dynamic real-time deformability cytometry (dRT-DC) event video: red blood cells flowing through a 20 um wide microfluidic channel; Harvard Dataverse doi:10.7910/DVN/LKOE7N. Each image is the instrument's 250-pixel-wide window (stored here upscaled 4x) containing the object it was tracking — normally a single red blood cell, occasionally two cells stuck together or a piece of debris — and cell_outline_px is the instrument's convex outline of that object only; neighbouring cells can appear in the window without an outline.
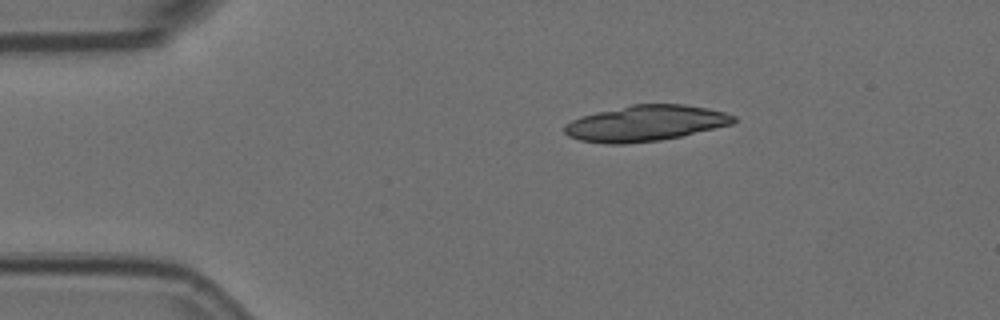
{"species": "Egyptian fruit bat (a non-hibernating species)", "species_latin": "Rousettus aegyptiacus", "temperature_condition": "room temperature", "stored_images_in_passage": 47, "camera_frame_rate_fps": 3000, "um_per_image_px": 0.085, "animal": {"sex": "female"}, "frame": {"image": 1, "passage_image": 1, "time_ms": 0.0, "image_size_px": [1000, 320], "cell_outline_px": [[736, 120], [732, 124], [680, 136], [660, 140], [624, 144], [608, 144], [580, 140], [568, 136], [564, 132], [564, 124], [580, 116], [596, 112], [632, 104], [684, 104], [708, 108], [724, 112], [736, 116]], "centroid_in_image_um": [54.84, 10.47], "position_along_channel_um": 30.2, "area_um2": 35.26}}